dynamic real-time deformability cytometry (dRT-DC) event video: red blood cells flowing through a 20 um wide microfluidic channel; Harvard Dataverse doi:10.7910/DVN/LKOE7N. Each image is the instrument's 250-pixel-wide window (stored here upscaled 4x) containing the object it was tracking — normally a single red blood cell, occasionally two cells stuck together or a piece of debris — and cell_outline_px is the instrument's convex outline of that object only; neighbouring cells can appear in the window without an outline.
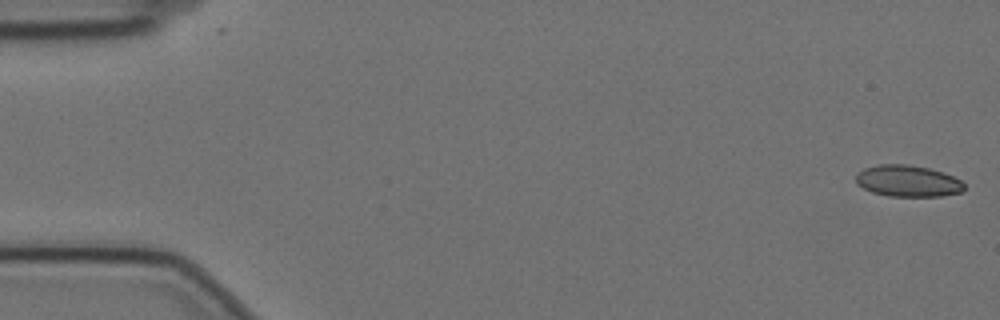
{"species": "Egyptian fruit bat (a non-hibernating species)", "species_latin": "Rousettus aegyptiacus", "temperature_condition": "cold", "stored_images_in_passage": 57, "camera_frame_rate_fps": 3000, "um_per_image_px": 0.085, "animal": {"sex": "female"}, "frame": {"image": 1, "passage_image": 1, "time_ms": 0.0, "image_size_px": [1000, 320], "cell_outline_px": [[964, 188], [960, 192], [940, 196], [888, 196], [872, 192], [856, 184], [856, 172], [864, 168], [876, 164], [908, 164], [928, 168], [944, 172], [960, 180], [964, 184]], "centroid_in_image_um": [77.12, 15.37], "position_along_channel_um": 7.9, "area_um2": 19.94}}
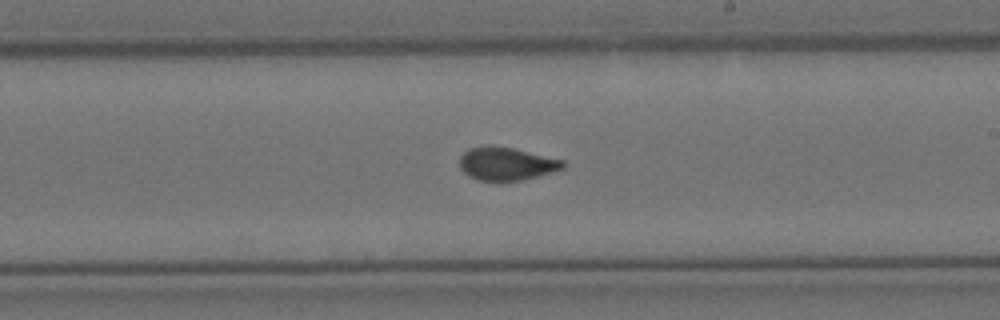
{"frame": {"image": 2, "passage_image": 33, "time_ms": 10.667, "image_size_px": [1000, 320], "cell_outline_px": [[568, 164], [564, 168], [552, 172], [524, 180], [480, 180], [468, 176], [460, 168], [460, 156], [468, 148], [512, 148], [564, 160]], "centroid_in_image_um": [43.1, 13.95], "position_along_channel_um": 245.9, "area_um2": 19.36}}
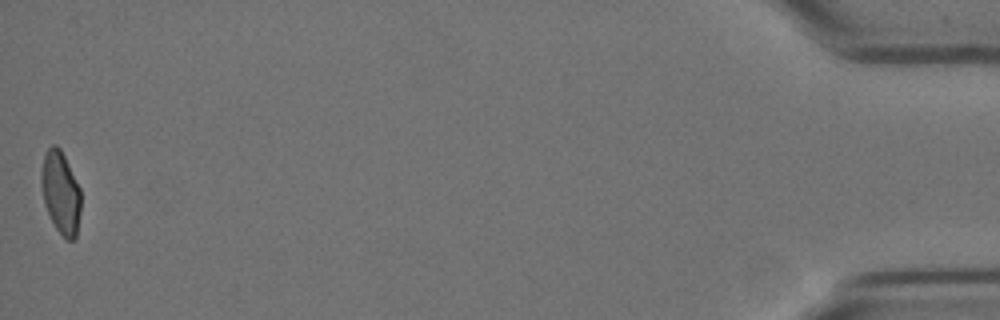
{"frame": {"image": 3, "passage_image": 57, "time_ms": 18.667, "image_size_px": [1000, 320], "cell_outline_px": [[80, 212], [76, 236], [72, 240], [64, 240], [56, 228], [44, 204], [40, 184], [40, 172], [44, 156], [48, 148], [52, 144], [56, 144], [60, 148], [80, 188]], "centroid_in_image_um": [5.14, 16.37], "position_along_channel_um": 430.1, "area_um2": 19.07}, "authors_computed_cell_mechanics": {"area_um2": 20.1722, "velocity_mm_per_s": 3.5137, "shape_relaxation_time_tau1_ms": 7.6579, "shape_relaxation_time_tau2_ms": 0.7456, "deformation_change_tau1": 0.1503, "deformation_change_tau2": 0.0487}}